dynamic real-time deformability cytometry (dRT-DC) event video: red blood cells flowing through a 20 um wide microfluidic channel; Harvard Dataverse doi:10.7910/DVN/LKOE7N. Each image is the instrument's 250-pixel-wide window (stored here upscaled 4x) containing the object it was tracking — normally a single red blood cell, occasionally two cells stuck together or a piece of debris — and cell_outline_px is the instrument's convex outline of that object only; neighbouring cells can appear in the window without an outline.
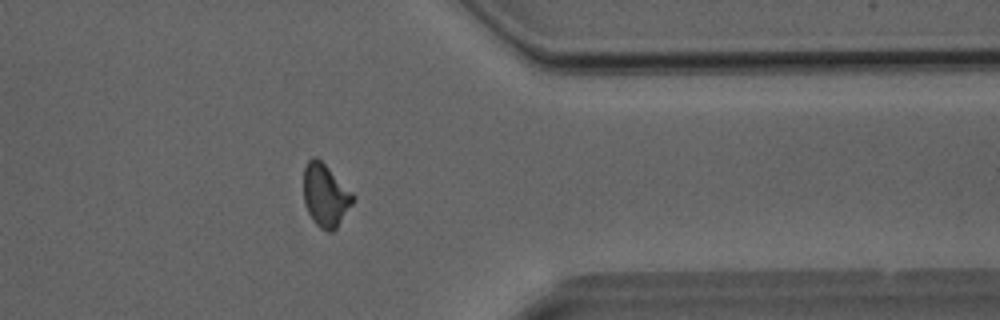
{"species": "Egyptian fruit bat (a non-hibernating species)", "species_latin": "Rousettus aegyptiacus", "temperature_condition": "room temperature", "stored_images_in_passage": 31, "camera_frame_rate_fps": 3000, "um_per_image_px": 0.085, "animal": {"sex": "male"}, "frame": {"image": 1, "passage_image": 27, "time_ms": 8.667, "image_size_px": [1000, 320], "cell_outline_px": [[356, 200], [336, 228], [332, 232], [328, 232], [320, 228], [312, 220], [304, 204], [304, 168], [308, 160], [312, 156], [316, 156], [356, 196]], "centroid_in_image_um": [27.67, 16.62], "position_along_channel_um": 383.7, "area_um2": 18.09}}